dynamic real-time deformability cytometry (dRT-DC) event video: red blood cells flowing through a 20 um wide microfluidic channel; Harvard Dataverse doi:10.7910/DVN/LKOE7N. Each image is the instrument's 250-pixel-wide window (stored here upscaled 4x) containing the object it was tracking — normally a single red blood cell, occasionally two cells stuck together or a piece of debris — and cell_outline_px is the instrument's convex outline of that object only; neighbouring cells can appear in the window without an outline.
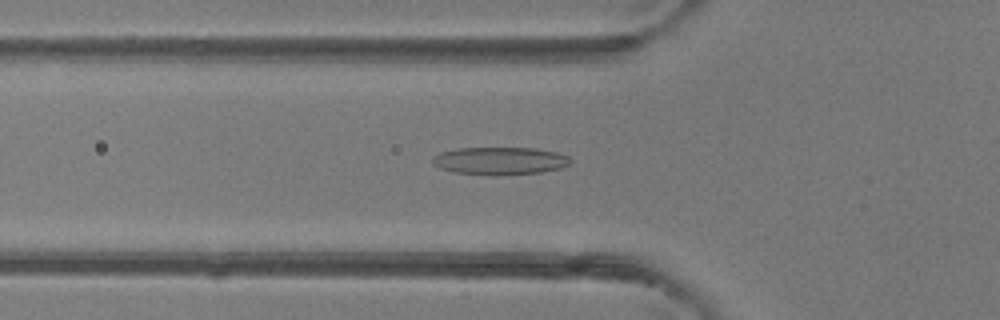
{"species": "common noctule bat (a hibernating species)", "species_latin": "Nyctalus noctula", "temperature_condition": "room temperature", "stored_images_in_passage": 48, "camera_frame_rate_fps": 3000, "um_per_image_px": 0.085, "animal": {"sex": "female"}, "frame": {"image": 1, "passage_image": 17, "time_ms": 5.333, "image_size_px": [1000, 320], "cell_outline_px": [[572, 160], [568, 164], [560, 168], [540, 172], [496, 176], [456, 172], [440, 168], [432, 160], [432, 156], [440, 152], [456, 148], [536, 148], [556, 152], [568, 156]], "centroid_in_image_um": [42.49, 13.67], "position_along_channel_um": 83.3, "area_um2": 22.2}}
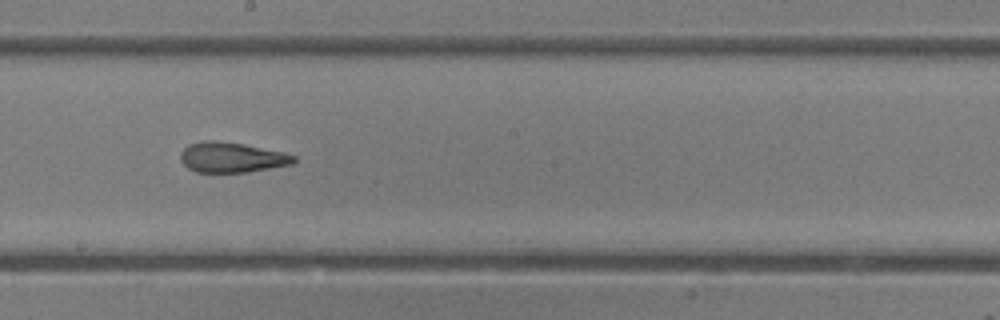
{"frame": {"image": 2, "passage_image": 27, "time_ms": 8.667, "image_size_px": [1000, 320], "cell_outline_px": [[296, 160], [292, 164], [248, 172], [196, 172], [188, 168], [180, 160], [180, 152], [188, 144], [204, 140], [216, 140], [244, 144], [284, 152], [296, 156]], "centroid_in_image_um": [19.68, 13.37], "position_along_channel_um": 228.5, "area_um2": 20.06}}
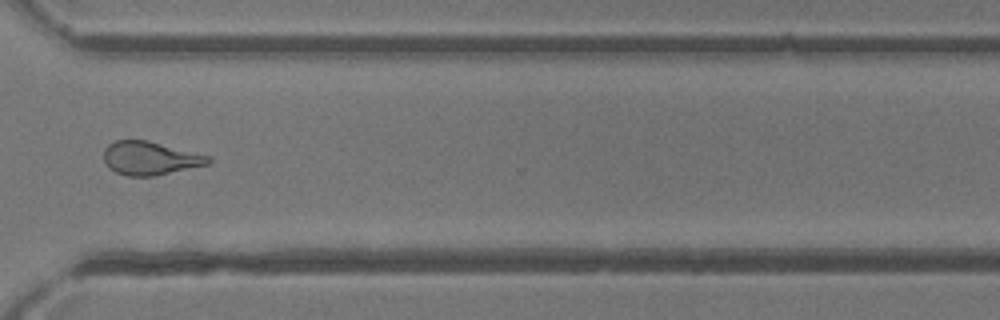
{"frame": {"image": 3, "passage_image": 36, "time_ms": 11.667, "image_size_px": [1000, 320], "cell_outline_px": [[212, 160], [208, 164], [156, 176], [128, 176], [116, 172], [108, 168], [104, 160], [104, 148], [108, 144], [116, 140], [148, 140], [208, 156]], "centroid_in_image_um": [12.72, 13.45], "position_along_channel_um": 357.9, "area_um2": 20.29}, "authors_computed_cell_mechanics": {"area_um2": 21.2993, "velocity_mm_per_s": 4.3249, "shape_relaxation_time_tau1_ms": null, "shape_relaxation_time_tau2_ms": 1.3173, "deformation_change_tau1": null, "deformation_change_tau2": 0.1023}}